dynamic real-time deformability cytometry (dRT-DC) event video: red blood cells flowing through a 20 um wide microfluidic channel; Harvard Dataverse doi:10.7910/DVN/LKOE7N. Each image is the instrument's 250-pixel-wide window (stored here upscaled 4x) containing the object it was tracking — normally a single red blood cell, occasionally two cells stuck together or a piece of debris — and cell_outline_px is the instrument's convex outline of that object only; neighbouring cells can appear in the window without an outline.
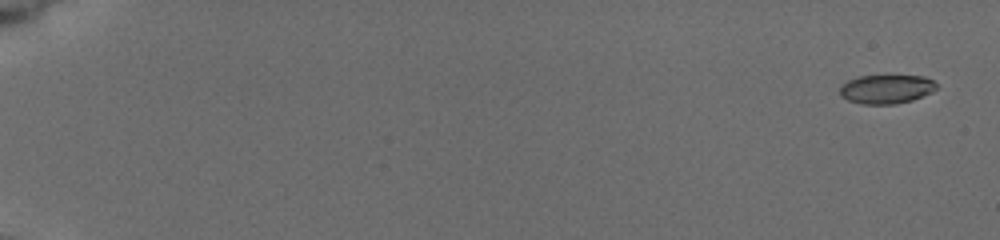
{"species": "common noctule bat (a hibernating species)", "species_latin": "Nyctalus noctula", "temperature_condition": "cold", "stored_images_in_passage": 8, "camera_frame_rate_fps": 3000, "um_per_image_px": 0.085, "animal": {"sex": "female", "body_mass_g": 19.5, "forearm_length_mm": 54.1}, "frame": {"image": 1, "passage_image": 1, "time_ms": 0.0, "image_size_px": [1000, 240], "cell_outline_px": [[936, 88], [932, 92], [912, 100], [892, 104], [864, 104], [848, 100], [840, 96], [840, 88], [848, 80], [860, 76], [924, 76], [932, 80], [936, 84]], "centroid_in_image_um": [75.34, 7.57], "position_along_channel_um": 9.7, "area_um2": 16.07}}
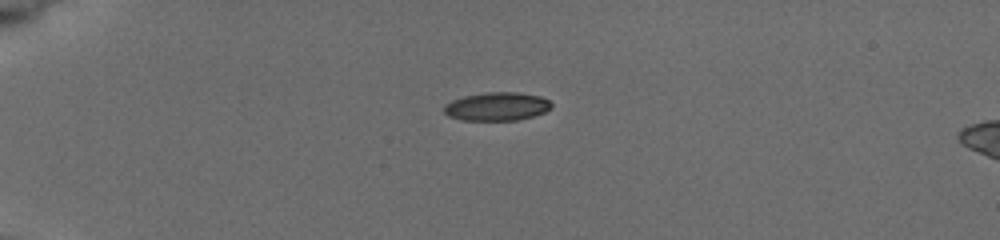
{"frame": {"image": 2, "passage_image": 6, "time_ms": 4.667, "image_size_px": [1000, 240], "cell_outline_px": [[552, 108], [544, 112], [532, 116], [516, 120], [464, 120], [448, 116], [444, 112], [444, 104], [452, 100], [464, 96], [488, 92], [520, 92], [540, 96], [548, 100], [552, 104]], "centroid_in_image_um": [42.24, 9.04], "position_along_channel_um": 42.8, "area_um2": 17.74}}